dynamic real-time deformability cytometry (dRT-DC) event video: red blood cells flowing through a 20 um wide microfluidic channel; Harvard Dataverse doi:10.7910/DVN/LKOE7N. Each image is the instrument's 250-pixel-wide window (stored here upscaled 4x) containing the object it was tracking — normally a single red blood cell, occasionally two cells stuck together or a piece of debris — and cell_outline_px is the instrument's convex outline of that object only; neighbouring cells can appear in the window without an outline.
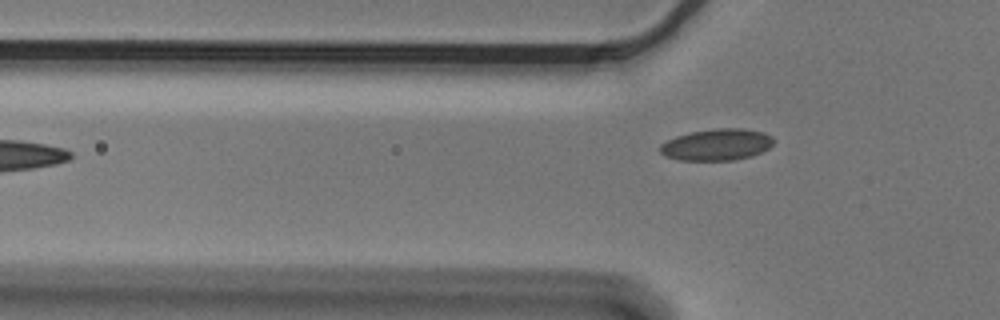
{"species": "Egyptian fruit bat (a non-hibernating species)", "species_latin": "Rousettus aegyptiacus", "temperature_condition": "cold", "stored_images_in_passage": 2, "camera_frame_rate_fps": 3000, "um_per_image_px": 0.085, "animal": {"sex": "male"}, "frame": {"image": 1, "passage_image": 2, "time_ms": 0.333, "image_size_px": [1000, 320], "cell_outline_px": [[776, 140], [768, 148], [752, 156], [732, 160], [680, 160], [664, 156], [660, 152], [660, 144], [676, 136], [692, 132], [716, 128], [744, 128], [764, 132], [772, 136]], "centroid_in_image_um": [60.94, 12.29], "position_along_channel_um": 64.9, "area_um2": 20.92}}